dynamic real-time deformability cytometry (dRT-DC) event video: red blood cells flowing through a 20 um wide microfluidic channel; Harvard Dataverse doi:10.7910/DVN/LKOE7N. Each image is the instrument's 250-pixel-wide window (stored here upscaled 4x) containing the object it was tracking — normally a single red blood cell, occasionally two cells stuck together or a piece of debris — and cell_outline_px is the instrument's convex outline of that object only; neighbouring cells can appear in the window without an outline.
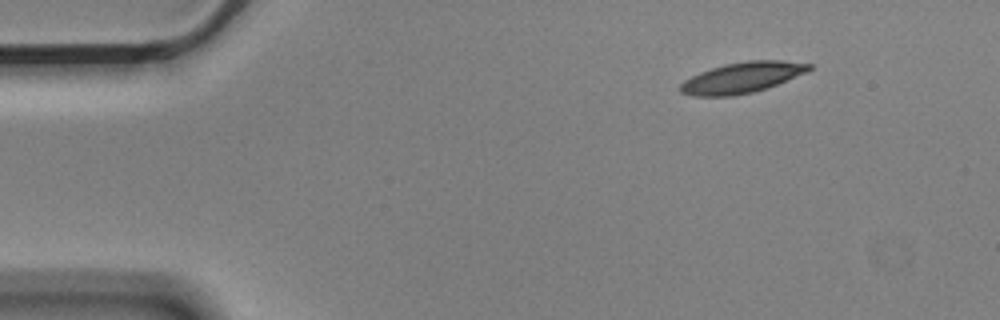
{"species": "Egyptian fruit bat (a non-hibernating species)", "species_latin": "Rousettus aegyptiacus", "temperature_condition": "cold", "stored_images_in_passage": 7, "camera_frame_rate_fps": 3000, "um_per_image_px": 0.085, "animal": {"sex": "male"}, "frame": {"image": 1, "passage_image": 1, "time_ms": 0.0, "image_size_px": [1000, 320], "cell_outline_px": [[812, 68], [808, 72], [776, 84], [752, 92], [732, 96], [692, 96], [680, 92], [680, 84], [684, 80], [700, 72], [724, 64], [748, 60], [784, 60], [812, 64]], "centroid_in_image_um": [63.08, 6.58], "position_along_channel_um": 21.9, "area_um2": 22.95}}
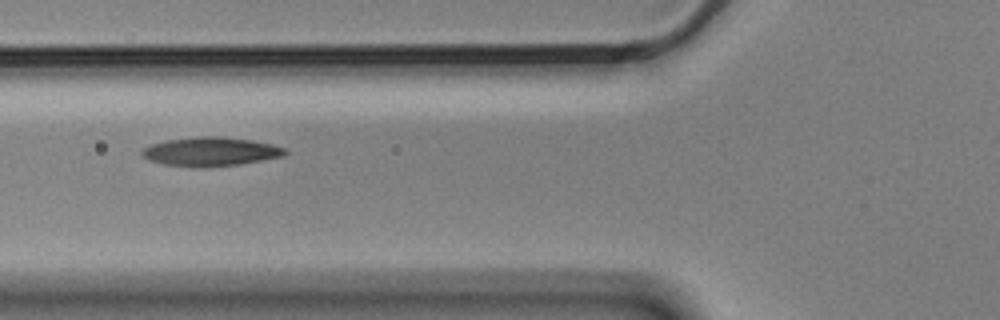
{"frame": {"image": 2, "passage_image": 5, "time_ms": 1.333, "image_size_px": [1000, 320], "cell_outline_px": [[288, 152], [284, 156], [240, 164], [192, 168], [164, 164], [148, 160], [140, 156], [140, 152], [144, 148], [152, 144], [168, 140], [196, 136], [220, 136], [252, 140], [272, 144], [288, 148]], "centroid_in_image_um": [17.91, 12.89], "position_along_channel_um": 107.9, "area_um2": 24.33}}
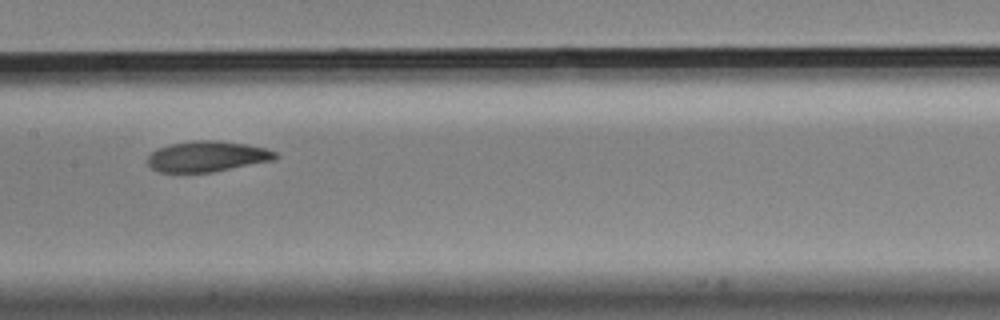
{"frame": {"image": 3, "passage_image": 7, "time_ms": 2.0, "image_size_px": [1000, 320], "cell_outline_px": [[280, 156], [276, 160], [212, 172], [160, 172], [152, 168], [148, 164], [148, 156], [156, 148], [168, 144], [192, 140], [216, 140], [244, 144], [264, 148], [276, 152]], "centroid_in_image_um": [17.61, 13.29], "position_along_channel_um": 189.8, "area_um2": 22.95}}